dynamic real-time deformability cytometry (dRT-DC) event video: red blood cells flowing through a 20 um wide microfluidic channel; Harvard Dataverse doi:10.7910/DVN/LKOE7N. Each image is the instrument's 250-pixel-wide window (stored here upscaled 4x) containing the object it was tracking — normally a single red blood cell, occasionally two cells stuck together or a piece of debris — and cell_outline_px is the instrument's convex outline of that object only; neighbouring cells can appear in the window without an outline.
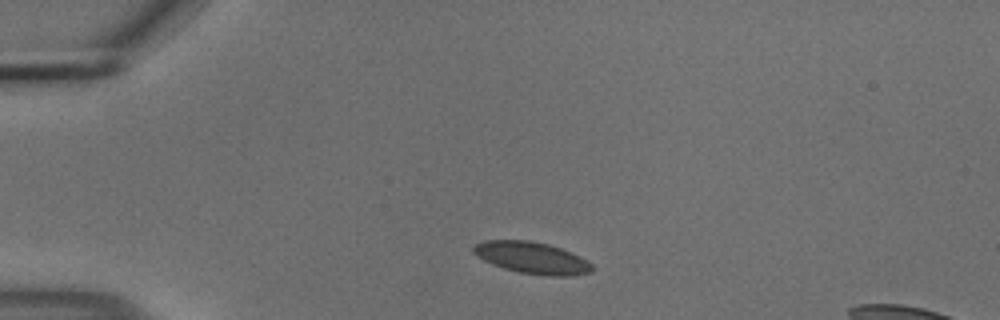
{"species": "common noctule bat (a hibernating species)", "species_latin": "Nyctalus noctula", "temperature_condition": "cold", "stored_images_in_passage": 48, "segment_of_instrument_passage": [1, 2], "camera_frame_rate_fps": 3000, "um_per_image_px": 0.085, "animal": {"sex": "male", "body_mass_g": 18.8}, "frame": {"image": 1, "passage_image": 5, "time_ms": 1.333, "image_size_px": [1000, 320], "cell_outline_px": [[596, 268], [592, 272], [564, 276], [548, 276], [520, 272], [504, 268], [492, 264], [476, 256], [472, 252], [472, 248], [476, 244], [484, 240], [528, 240], [548, 244], [572, 252], [588, 260]], "centroid_in_image_um": [45.24, 21.91], "position_along_channel_um": 39.8, "area_um2": 22.02}}
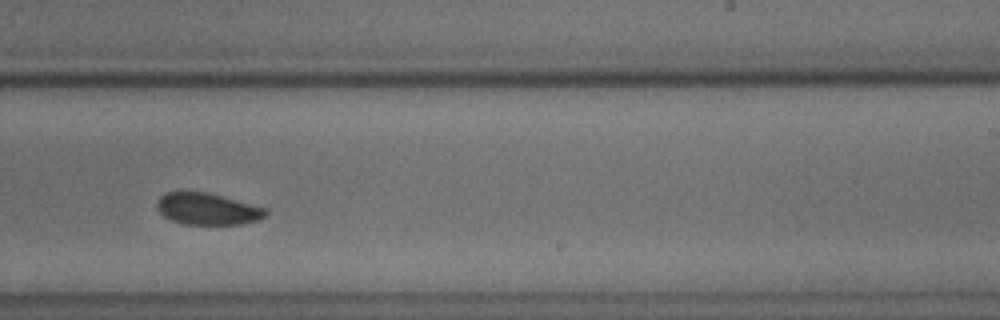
{"frame": {"image": 2, "passage_image": 27, "time_ms": 8.667, "image_size_px": [1000, 320], "cell_outline_px": [[268, 212], [264, 216], [256, 220], [240, 224], [184, 224], [172, 220], [164, 216], [156, 208], [156, 200], [164, 192], [180, 188], [184, 188], [208, 192], [268, 208]], "centroid_in_image_um": [17.55, 17.69], "position_along_channel_um": 271.4, "area_um2": 20.81}}
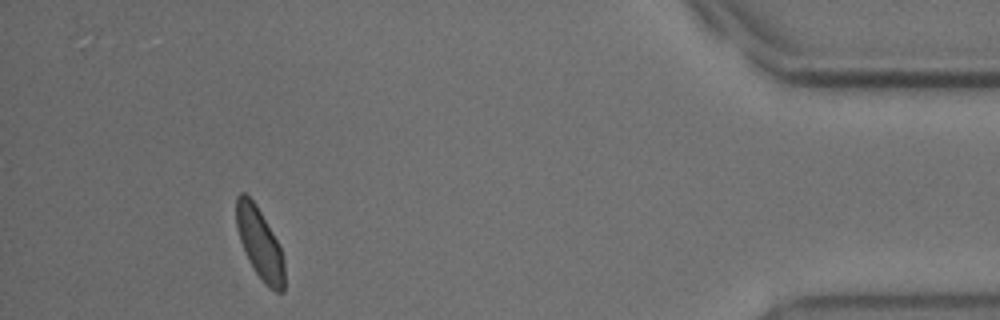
{"frame": {"image": 3, "passage_image": 43, "time_ms": 14.0, "image_size_px": [1000, 320], "cell_outline_px": [[284, 292], [276, 292], [268, 288], [256, 272], [248, 260], [240, 240], [236, 224], [236, 196], [240, 192], [244, 192], [252, 200], [260, 212], [272, 232], [280, 248], [284, 260]], "centroid_in_image_um": [22.07, 20.72], "position_along_channel_um": 413.1, "area_um2": 19.59}}